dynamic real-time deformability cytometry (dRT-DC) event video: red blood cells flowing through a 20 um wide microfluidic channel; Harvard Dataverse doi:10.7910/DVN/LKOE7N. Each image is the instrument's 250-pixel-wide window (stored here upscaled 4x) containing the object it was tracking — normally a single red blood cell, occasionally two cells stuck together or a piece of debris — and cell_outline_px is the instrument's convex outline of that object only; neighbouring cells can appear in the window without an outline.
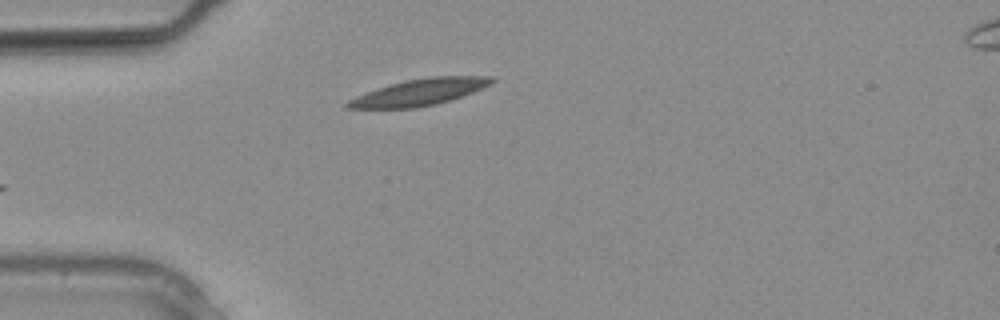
{"species": "common noctule bat (a hibernating species)", "species_latin": "Nyctalus noctula", "temperature_condition": "warm", "stored_images_in_passage": 9, "camera_frame_rate_fps": 3000, "um_per_image_px": 0.085, "animal": {"sex": "male", "body_mass_g": 20.4}, "frame": {"image": 1, "passage_image": 1, "time_ms": 0.0, "image_size_px": [1000, 320], "cell_outline_px": [[496, 80], [492, 84], [472, 92], [436, 104], [416, 108], [344, 108], [344, 104], [348, 100], [356, 96], [392, 84], [408, 80], [428, 76], [496, 76]], "centroid_in_image_um": [35.69, 7.83], "position_along_channel_um": 49.3, "area_um2": 21.96}}
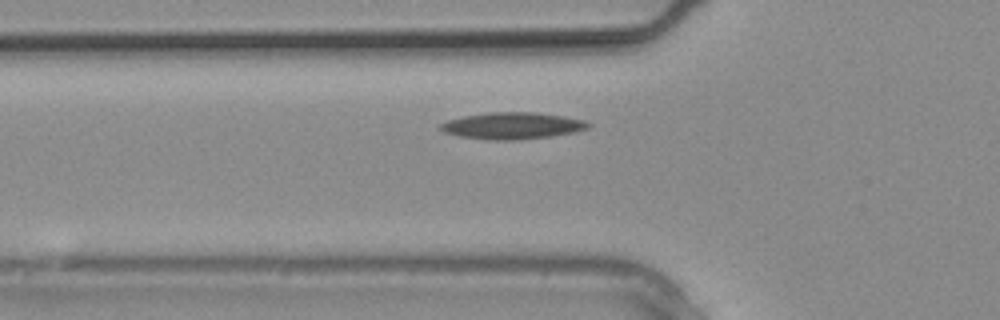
{"frame": {"image": 2, "passage_image": 3, "time_ms": 0.667, "image_size_px": [1000, 320], "cell_outline_px": [[592, 124], [588, 128], [572, 132], [552, 136], [516, 140], [488, 140], [460, 136], [444, 132], [440, 128], [440, 124], [448, 120], [464, 116], [488, 112], [536, 112], [564, 116], [584, 120]], "centroid_in_image_um": [43.56, 10.68], "position_along_channel_um": 82.2, "area_um2": 22.95}}